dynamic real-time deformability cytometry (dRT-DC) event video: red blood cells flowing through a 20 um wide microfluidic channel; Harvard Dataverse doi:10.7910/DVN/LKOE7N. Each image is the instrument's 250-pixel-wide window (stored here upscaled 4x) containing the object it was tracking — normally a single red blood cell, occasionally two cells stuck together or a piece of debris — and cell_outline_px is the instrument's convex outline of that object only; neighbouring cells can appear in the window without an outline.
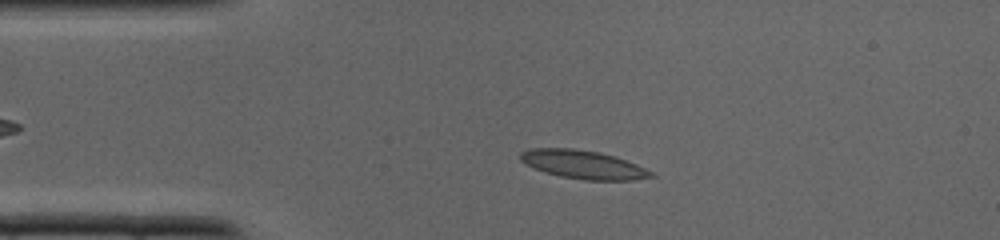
{"species": "common noctule bat (a hibernating species)", "species_latin": "Nyctalus noctula", "temperature_condition": "cold", "stored_images_in_passage": 8, "camera_frame_rate_fps": 3000, "um_per_image_px": 0.085, "animal": {"sex": "male", "body_mass_g": 19.0, "forearm_length_mm": 50.8}, "frame": {"image": 1, "passage_image": 4, "time_ms": 1.0, "image_size_px": [1000, 240], "cell_outline_px": [[656, 176], [632, 180], [584, 180], [560, 176], [544, 172], [520, 160], [520, 152], [532, 148], [572, 148], [600, 152], [636, 164], [652, 172]], "centroid_in_image_um": [49.56, 13.99], "position_along_channel_um": 35.4, "area_um2": 21.39}}